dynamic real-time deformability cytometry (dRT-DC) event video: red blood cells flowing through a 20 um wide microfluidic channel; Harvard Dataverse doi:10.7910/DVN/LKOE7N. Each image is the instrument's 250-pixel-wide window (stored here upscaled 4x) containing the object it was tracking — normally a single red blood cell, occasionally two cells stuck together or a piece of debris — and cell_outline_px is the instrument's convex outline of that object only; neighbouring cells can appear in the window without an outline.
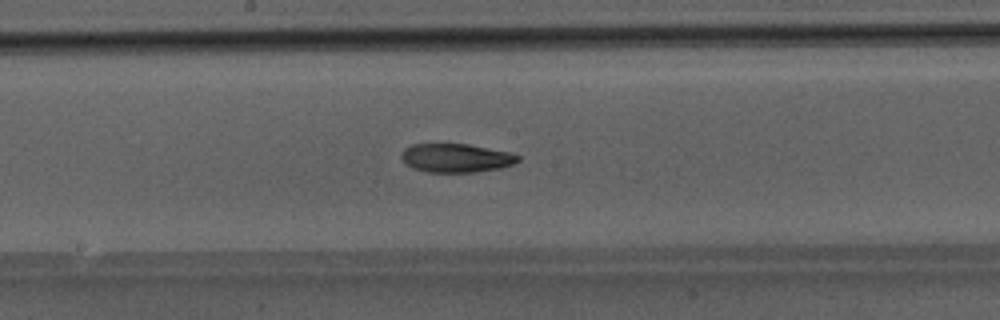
{"species": "Egyptian fruit bat (a non-hibernating species)", "species_latin": "Rousettus aegyptiacus", "temperature_condition": "room temperature", "stored_images_in_passage": 21, "camera_frame_rate_fps": 3000, "um_per_image_px": 0.085, "animal": {"sex": "male"}, "frame": {"image": 1, "passage_image": 17, "time_ms": 5.333, "image_size_px": [1000, 320], "cell_outline_px": [[520, 160], [512, 164], [500, 168], [476, 172], [428, 172], [412, 168], [400, 156], [404, 148], [412, 144], [468, 144], [508, 152], [520, 156]], "centroid_in_image_um": [38.76, 13.43], "position_along_channel_um": 209.4, "area_um2": 19.36}}